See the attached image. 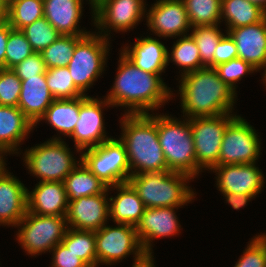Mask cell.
I'll return each mask as SVG.
<instances>
[{
    "mask_svg": "<svg viewBox=\"0 0 266 267\" xmlns=\"http://www.w3.org/2000/svg\"><path fill=\"white\" fill-rule=\"evenodd\" d=\"M113 86L104 96L112 107H128L125 114H149L173 96L160 74L145 72L136 67L122 52Z\"/></svg>",
    "mask_w": 266,
    "mask_h": 267,
    "instance_id": "6da1fadb",
    "label": "cell"
},
{
    "mask_svg": "<svg viewBox=\"0 0 266 267\" xmlns=\"http://www.w3.org/2000/svg\"><path fill=\"white\" fill-rule=\"evenodd\" d=\"M181 82V83H180ZM179 93L183 117H215L232 113L237 93L213 67L181 75Z\"/></svg>",
    "mask_w": 266,
    "mask_h": 267,
    "instance_id": "7a4b0ae2",
    "label": "cell"
},
{
    "mask_svg": "<svg viewBox=\"0 0 266 267\" xmlns=\"http://www.w3.org/2000/svg\"><path fill=\"white\" fill-rule=\"evenodd\" d=\"M120 140L126 148L131 175L168 171L160 146L157 113L123 114Z\"/></svg>",
    "mask_w": 266,
    "mask_h": 267,
    "instance_id": "3957f363",
    "label": "cell"
},
{
    "mask_svg": "<svg viewBox=\"0 0 266 267\" xmlns=\"http://www.w3.org/2000/svg\"><path fill=\"white\" fill-rule=\"evenodd\" d=\"M191 179L194 178L185 173L168 170L134 174L128 183L146 208L182 207L196 197L186 184Z\"/></svg>",
    "mask_w": 266,
    "mask_h": 267,
    "instance_id": "277c9868",
    "label": "cell"
},
{
    "mask_svg": "<svg viewBox=\"0 0 266 267\" xmlns=\"http://www.w3.org/2000/svg\"><path fill=\"white\" fill-rule=\"evenodd\" d=\"M157 130L167 168L195 178L197 163L189 119L180 121L166 114H157Z\"/></svg>",
    "mask_w": 266,
    "mask_h": 267,
    "instance_id": "5b68a950",
    "label": "cell"
},
{
    "mask_svg": "<svg viewBox=\"0 0 266 267\" xmlns=\"http://www.w3.org/2000/svg\"><path fill=\"white\" fill-rule=\"evenodd\" d=\"M48 139L26 150L23 154L30 174L40 182H64L65 178L80 163L61 136Z\"/></svg>",
    "mask_w": 266,
    "mask_h": 267,
    "instance_id": "8992f818",
    "label": "cell"
},
{
    "mask_svg": "<svg viewBox=\"0 0 266 267\" xmlns=\"http://www.w3.org/2000/svg\"><path fill=\"white\" fill-rule=\"evenodd\" d=\"M95 33L90 32L77 42L67 65L75 86L84 95L88 94L87 90L103 74L108 59L109 40Z\"/></svg>",
    "mask_w": 266,
    "mask_h": 267,
    "instance_id": "52a82bcc",
    "label": "cell"
},
{
    "mask_svg": "<svg viewBox=\"0 0 266 267\" xmlns=\"http://www.w3.org/2000/svg\"><path fill=\"white\" fill-rule=\"evenodd\" d=\"M80 160L104 184L112 187L127 183L131 176L126 148L119 139L110 138L80 152Z\"/></svg>",
    "mask_w": 266,
    "mask_h": 267,
    "instance_id": "ba28073f",
    "label": "cell"
},
{
    "mask_svg": "<svg viewBox=\"0 0 266 267\" xmlns=\"http://www.w3.org/2000/svg\"><path fill=\"white\" fill-rule=\"evenodd\" d=\"M17 240L28 255L49 252L64 238L67 230L66 216L37 215L26 212L15 226Z\"/></svg>",
    "mask_w": 266,
    "mask_h": 267,
    "instance_id": "9c48e42d",
    "label": "cell"
},
{
    "mask_svg": "<svg viewBox=\"0 0 266 267\" xmlns=\"http://www.w3.org/2000/svg\"><path fill=\"white\" fill-rule=\"evenodd\" d=\"M236 116V114L226 113L215 117L189 119L194 139L197 175L204 169L211 170L214 166H218L223 134Z\"/></svg>",
    "mask_w": 266,
    "mask_h": 267,
    "instance_id": "30bf717a",
    "label": "cell"
},
{
    "mask_svg": "<svg viewBox=\"0 0 266 267\" xmlns=\"http://www.w3.org/2000/svg\"><path fill=\"white\" fill-rule=\"evenodd\" d=\"M258 137L254 127L237 115L223 134L218 166L256 163L261 153Z\"/></svg>",
    "mask_w": 266,
    "mask_h": 267,
    "instance_id": "8fae6325",
    "label": "cell"
},
{
    "mask_svg": "<svg viewBox=\"0 0 266 267\" xmlns=\"http://www.w3.org/2000/svg\"><path fill=\"white\" fill-rule=\"evenodd\" d=\"M117 226L107 224L95 231V246L97 254V267L113 265L122 261L131 253L134 260L140 259L145 252L138 240L135 226L117 223Z\"/></svg>",
    "mask_w": 266,
    "mask_h": 267,
    "instance_id": "7c38bea8",
    "label": "cell"
},
{
    "mask_svg": "<svg viewBox=\"0 0 266 267\" xmlns=\"http://www.w3.org/2000/svg\"><path fill=\"white\" fill-rule=\"evenodd\" d=\"M146 5L144 0H94L92 17L94 26L100 30L97 33L109 39L111 30L130 31L145 16Z\"/></svg>",
    "mask_w": 266,
    "mask_h": 267,
    "instance_id": "4fadbf2b",
    "label": "cell"
},
{
    "mask_svg": "<svg viewBox=\"0 0 266 267\" xmlns=\"http://www.w3.org/2000/svg\"><path fill=\"white\" fill-rule=\"evenodd\" d=\"M112 107L111 103L104 98L97 99L88 95L79 97V120L73 133L69 136L74 139L75 149L81 152L84 149L100 145L112 138L105 131V123L102 108Z\"/></svg>",
    "mask_w": 266,
    "mask_h": 267,
    "instance_id": "5bb4252c",
    "label": "cell"
},
{
    "mask_svg": "<svg viewBox=\"0 0 266 267\" xmlns=\"http://www.w3.org/2000/svg\"><path fill=\"white\" fill-rule=\"evenodd\" d=\"M147 11V26L158 37L174 39L192 28L183 0H158Z\"/></svg>",
    "mask_w": 266,
    "mask_h": 267,
    "instance_id": "9a60e30c",
    "label": "cell"
},
{
    "mask_svg": "<svg viewBox=\"0 0 266 267\" xmlns=\"http://www.w3.org/2000/svg\"><path fill=\"white\" fill-rule=\"evenodd\" d=\"M255 164L214 166L211 171L217 174L216 187L221 193L257 196L265 187V177Z\"/></svg>",
    "mask_w": 266,
    "mask_h": 267,
    "instance_id": "2e32d148",
    "label": "cell"
},
{
    "mask_svg": "<svg viewBox=\"0 0 266 267\" xmlns=\"http://www.w3.org/2000/svg\"><path fill=\"white\" fill-rule=\"evenodd\" d=\"M108 192L109 190L69 202L66 214L67 227L95 232L107 224V220L110 219Z\"/></svg>",
    "mask_w": 266,
    "mask_h": 267,
    "instance_id": "e0dca14e",
    "label": "cell"
},
{
    "mask_svg": "<svg viewBox=\"0 0 266 267\" xmlns=\"http://www.w3.org/2000/svg\"><path fill=\"white\" fill-rule=\"evenodd\" d=\"M179 207L145 208L136 225L138 240L145 253H153L152 241L179 234L181 226L176 216Z\"/></svg>",
    "mask_w": 266,
    "mask_h": 267,
    "instance_id": "ac0fdd59",
    "label": "cell"
},
{
    "mask_svg": "<svg viewBox=\"0 0 266 267\" xmlns=\"http://www.w3.org/2000/svg\"><path fill=\"white\" fill-rule=\"evenodd\" d=\"M5 165L0 167V225L15 227L27 212L28 189Z\"/></svg>",
    "mask_w": 266,
    "mask_h": 267,
    "instance_id": "d6986e66",
    "label": "cell"
},
{
    "mask_svg": "<svg viewBox=\"0 0 266 267\" xmlns=\"http://www.w3.org/2000/svg\"><path fill=\"white\" fill-rule=\"evenodd\" d=\"M237 48L238 58L260 71L266 62V17L254 24L228 31Z\"/></svg>",
    "mask_w": 266,
    "mask_h": 267,
    "instance_id": "ffe728a7",
    "label": "cell"
},
{
    "mask_svg": "<svg viewBox=\"0 0 266 267\" xmlns=\"http://www.w3.org/2000/svg\"><path fill=\"white\" fill-rule=\"evenodd\" d=\"M94 11V0H88ZM83 0H43V12L47 21L61 34L85 36L90 33L79 28Z\"/></svg>",
    "mask_w": 266,
    "mask_h": 267,
    "instance_id": "44dd1931",
    "label": "cell"
},
{
    "mask_svg": "<svg viewBox=\"0 0 266 267\" xmlns=\"http://www.w3.org/2000/svg\"><path fill=\"white\" fill-rule=\"evenodd\" d=\"M68 197L64 182H38L27 190V211L37 215L66 216Z\"/></svg>",
    "mask_w": 266,
    "mask_h": 267,
    "instance_id": "7402d4cb",
    "label": "cell"
},
{
    "mask_svg": "<svg viewBox=\"0 0 266 267\" xmlns=\"http://www.w3.org/2000/svg\"><path fill=\"white\" fill-rule=\"evenodd\" d=\"M34 127L18 107L0 105V159L6 153L17 154L19 145Z\"/></svg>",
    "mask_w": 266,
    "mask_h": 267,
    "instance_id": "603a6c76",
    "label": "cell"
},
{
    "mask_svg": "<svg viewBox=\"0 0 266 267\" xmlns=\"http://www.w3.org/2000/svg\"><path fill=\"white\" fill-rule=\"evenodd\" d=\"M132 47L125 46L120 50L136 67L152 74H162L168 65V49L154 37L136 38Z\"/></svg>",
    "mask_w": 266,
    "mask_h": 267,
    "instance_id": "cb8c5ba5",
    "label": "cell"
},
{
    "mask_svg": "<svg viewBox=\"0 0 266 267\" xmlns=\"http://www.w3.org/2000/svg\"><path fill=\"white\" fill-rule=\"evenodd\" d=\"M53 101L54 98L49 92L45 74L21 80L18 108L34 126L39 124V119L45 114Z\"/></svg>",
    "mask_w": 266,
    "mask_h": 267,
    "instance_id": "d4e9b609",
    "label": "cell"
},
{
    "mask_svg": "<svg viewBox=\"0 0 266 267\" xmlns=\"http://www.w3.org/2000/svg\"><path fill=\"white\" fill-rule=\"evenodd\" d=\"M112 189H116L118 194L109 198V217L116 224L136 227L146 208L139 195L128 182L108 187V190Z\"/></svg>",
    "mask_w": 266,
    "mask_h": 267,
    "instance_id": "484cf974",
    "label": "cell"
},
{
    "mask_svg": "<svg viewBox=\"0 0 266 267\" xmlns=\"http://www.w3.org/2000/svg\"><path fill=\"white\" fill-rule=\"evenodd\" d=\"M64 185L68 202L108 191V186L97 178L82 161L65 178Z\"/></svg>",
    "mask_w": 266,
    "mask_h": 267,
    "instance_id": "4316f807",
    "label": "cell"
},
{
    "mask_svg": "<svg viewBox=\"0 0 266 267\" xmlns=\"http://www.w3.org/2000/svg\"><path fill=\"white\" fill-rule=\"evenodd\" d=\"M45 120L59 134L70 136L79 120V97L54 99L38 122Z\"/></svg>",
    "mask_w": 266,
    "mask_h": 267,
    "instance_id": "83f0119b",
    "label": "cell"
},
{
    "mask_svg": "<svg viewBox=\"0 0 266 267\" xmlns=\"http://www.w3.org/2000/svg\"><path fill=\"white\" fill-rule=\"evenodd\" d=\"M265 17L264 10L247 0L221 1V20L226 22V32L232 28L258 23Z\"/></svg>",
    "mask_w": 266,
    "mask_h": 267,
    "instance_id": "f1b7e54d",
    "label": "cell"
},
{
    "mask_svg": "<svg viewBox=\"0 0 266 267\" xmlns=\"http://www.w3.org/2000/svg\"><path fill=\"white\" fill-rule=\"evenodd\" d=\"M167 61L168 64L170 61L174 62L183 70L180 75L204 68L199 49L190 34L181 36L174 42L171 53L168 50Z\"/></svg>",
    "mask_w": 266,
    "mask_h": 267,
    "instance_id": "f546056e",
    "label": "cell"
},
{
    "mask_svg": "<svg viewBox=\"0 0 266 267\" xmlns=\"http://www.w3.org/2000/svg\"><path fill=\"white\" fill-rule=\"evenodd\" d=\"M89 267H97L95 232L68 227L61 241Z\"/></svg>",
    "mask_w": 266,
    "mask_h": 267,
    "instance_id": "4dcf8cb0",
    "label": "cell"
},
{
    "mask_svg": "<svg viewBox=\"0 0 266 267\" xmlns=\"http://www.w3.org/2000/svg\"><path fill=\"white\" fill-rule=\"evenodd\" d=\"M222 0H183L190 25L215 26L221 21Z\"/></svg>",
    "mask_w": 266,
    "mask_h": 267,
    "instance_id": "1f68e13d",
    "label": "cell"
},
{
    "mask_svg": "<svg viewBox=\"0 0 266 267\" xmlns=\"http://www.w3.org/2000/svg\"><path fill=\"white\" fill-rule=\"evenodd\" d=\"M43 0H11L8 2L7 22L21 30L44 16Z\"/></svg>",
    "mask_w": 266,
    "mask_h": 267,
    "instance_id": "d6a6232c",
    "label": "cell"
},
{
    "mask_svg": "<svg viewBox=\"0 0 266 267\" xmlns=\"http://www.w3.org/2000/svg\"><path fill=\"white\" fill-rule=\"evenodd\" d=\"M83 36L60 35L47 48L40 52L47 69L66 67L70 62L77 42Z\"/></svg>",
    "mask_w": 266,
    "mask_h": 267,
    "instance_id": "836d02e7",
    "label": "cell"
},
{
    "mask_svg": "<svg viewBox=\"0 0 266 267\" xmlns=\"http://www.w3.org/2000/svg\"><path fill=\"white\" fill-rule=\"evenodd\" d=\"M45 78L54 99H76L84 96L75 86L67 66L47 69Z\"/></svg>",
    "mask_w": 266,
    "mask_h": 267,
    "instance_id": "e575fe53",
    "label": "cell"
},
{
    "mask_svg": "<svg viewBox=\"0 0 266 267\" xmlns=\"http://www.w3.org/2000/svg\"><path fill=\"white\" fill-rule=\"evenodd\" d=\"M215 26H195L191 28L190 35L194 39L200 53L201 62L204 67H213V56L215 48L224 33Z\"/></svg>",
    "mask_w": 266,
    "mask_h": 267,
    "instance_id": "d590c367",
    "label": "cell"
},
{
    "mask_svg": "<svg viewBox=\"0 0 266 267\" xmlns=\"http://www.w3.org/2000/svg\"><path fill=\"white\" fill-rule=\"evenodd\" d=\"M21 31L34 52H41L61 35L44 16L22 28Z\"/></svg>",
    "mask_w": 266,
    "mask_h": 267,
    "instance_id": "8d00e7d4",
    "label": "cell"
},
{
    "mask_svg": "<svg viewBox=\"0 0 266 267\" xmlns=\"http://www.w3.org/2000/svg\"><path fill=\"white\" fill-rule=\"evenodd\" d=\"M5 69H11L34 53L21 30L11 29L6 44Z\"/></svg>",
    "mask_w": 266,
    "mask_h": 267,
    "instance_id": "74e56055",
    "label": "cell"
},
{
    "mask_svg": "<svg viewBox=\"0 0 266 267\" xmlns=\"http://www.w3.org/2000/svg\"><path fill=\"white\" fill-rule=\"evenodd\" d=\"M246 247L234 267H266V237L256 235Z\"/></svg>",
    "mask_w": 266,
    "mask_h": 267,
    "instance_id": "f35d334b",
    "label": "cell"
},
{
    "mask_svg": "<svg viewBox=\"0 0 266 267\" xmlns=\"http://www.w3.org/2000/svg\"><path fill=\"white\" fill-rule=\"evenodd\" d=\"M21 79L12 69H0V105L18 107Z\"/></svg>",
    "mask_w": 266,
    "mask_h": 267,
    "instance_id": "ab89813d",
    "label": "cell"
},
{
    "mask_svg": "<svg viewBox=\"0 0 266 267\" xmlns=\"http://www.w3.org/2000/svg\"><path fill=\"white\" fill-rule=\"evenodd\" d=\"M219 77L230 86L235 92L236 83L244 77V75L253 73L257 70L243 59L236 58L226 63L219 64L215 67Z\"/></svg>",
    "mask_w": 266,
    "mask_h": 267,
    "instance_id": "60d3db41",
    "label": "cell"
},
{
    "mask_svg": "<svg viewBox=\"0 0 266 267\" xmlns=\"http://www.w3.org/2000/svg\"><path fill=\"white\" fill-rule=\"evenodd\" d=\"M11 69L21 80L45 74L47 70L40 52H34Z\"/></svg>",
    "mask_w": 266,
    "mask_h": 267,
    "instance_id": "b9f144b4",
    "label": "cell"
},
{
    "mask_svg": "<svg viewBox=\"0 0 266 267\" xmlns=\"http://www.w3.org/2000/svg\"><path fill=\"white\" fill-rule=\"evenodd\" d=\"M50 252L53 254L51 267H89L62 242L58 243Z\"/></svg>",
    "mask_w": 266,
    "mask_h": 267,
    "instance_id": "7bdbcfd3",
    "label": "cell"
},
{
    "mask_svg": "<svg viewBox=\"0 0 266 267\" xmlns=\"http://www.w3.org/2000/svg\"><path fill=\"white\" fill-rule=\"evenodd\" d=\"M238 58L237 48L235 41L228 32L224 34L218 42L214 56H213V68L217 65L226 63L230 60Z\"/></svg>",
    "mask_w": 266,
    "mask_h": 267,
    "instance_id": "ee69618b",
    "label": "cell"
},
{
    "mask_svg": "<svg viewBox=\"0 0 266 267\" xmlns=\"http://www.w3.org/2000/svg\"><path fill=\"white\" fill-rule=\"evenodd\" d=\"M225 197L226 203L230 204L235 210H239L244 207L252 198H255L254 195L246 194H236V193H222Z\"/></svg>",
    "mask_w": 266,
    "mask_h": 267,
    "instance_id": "f6af8a7d",
    "label": "cell"
},
{
    "mask_svg": "<svg viewBox=\"0 0 266 267\" xmlns=\"http://www.w3.org/2000/svg\"><path fill=\"white\" fill-rule=\"evenodd\" d=\"M11 29L8 22L0 25V69L5 68L6 44Z\"/></svg>",
    "mask_w": 266,
    "mask_h": 267,
    "instance_id": "bcb514c9",
    "label": "cell"
},
{
    "mask_svg": "<svg viewBox=\"0 0 266 267\" xmlns=\"http://www.w3.org/2000/svg\"><path fill=\"white\" fill-rule=\"evenodd\" d=\"M153 257L151 253H145L140 259L134 260L132 267H155Z\"/></svg>",
    "mask_w": 266,
    "mask_h": 267,
    "instance_id": "7dc6e473",
    "label": "cell"
},
{
    "mask_svg": "<svg viewBox=\"0 0 266 267\" xmlns=\"http://www.w3.org/2000/svg\"><path fill=\"white\" fill-rule=\"evenodd\" d=\"M8 3L0 0V25L7 22Z\"/></svg>",
    "mask_w": 266,
    "mask_h": 267,
    "instance_id": "c3c4849f",
    "label": "cell"
},
{
    "mask_svg": "<svg viewBox=\"0 0 266 267\" xmlns=\"http://www.w3.org/2000/svg\"><path fill=\"white\" fill-rule=\"evenodd\" d=\"M247 1L259 6L262 10L266 12V0H247Z\"/></svg>",
    "mask_w": 266,
    "mask_h": 267,
    "instance_id": "681fc988",
    "label": "cell"
},
{
    "mask_svg": "<svg viewBox=\"0 0 266 267\" xmlns=\"http://www.w3.org/2000/svg\"><path fill=\"white\" fill-rule=\"evenodd\" d=\"M261 69H263L265 71L264 74L262 75L263 76L262 79H263V83L266 84V62H265V64L263 65V67Z\"/></svg>",
    "mask_w": 266,
    "mask_h": 267,
    "instance_id": "f907efd6",
    "label": "cell"
},
{
    "mask_svg": "<svg viewBox=\"0 0 266 267\" xmlns=\"http://www.w3.org/2000/svg\"><path fill=\"white\" fill-rule=\"evenodd\" d=\"M4 160H5V158H4V159H0V167H1L4 163H6Z\"/></svg>",
    "mask_w": 266,
    "mask_h": 267,
    "instance_id": "816d5d0a",
    "label": "cell"
}]
</instances>
